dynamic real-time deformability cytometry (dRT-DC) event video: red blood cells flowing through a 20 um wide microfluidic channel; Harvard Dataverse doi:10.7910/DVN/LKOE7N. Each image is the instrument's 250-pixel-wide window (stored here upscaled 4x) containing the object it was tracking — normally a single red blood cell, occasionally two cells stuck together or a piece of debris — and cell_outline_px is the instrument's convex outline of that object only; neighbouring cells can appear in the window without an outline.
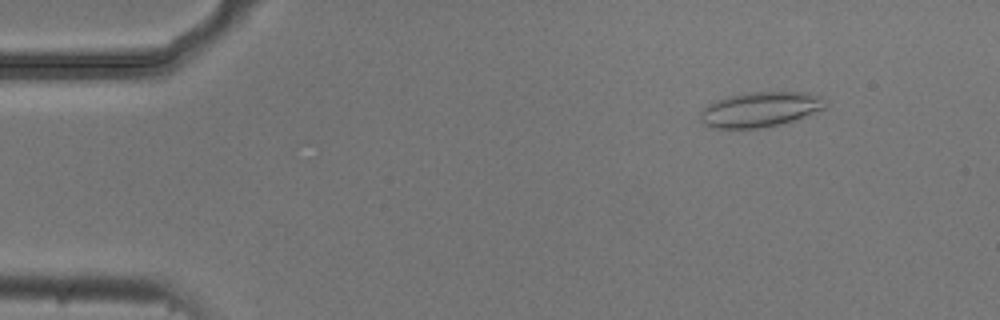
{"species": "common noctule bat (a hibernating species)", "species_latin": "Nyctalus noctula", "temperature_condition": "cold", "stored_images_in_passage": 5, "camera_frame_rate_fps": 3000, "um_per_image_px": 0.085, "animal": {"sex": "male", "body_mass_g": 20.5, "forearm_length_mm": 52.5}, "frame": {"image": 1, "passage_image": 2, "time_ms": 0.333, "image_size_px": [1000, 320], "cell_outline_px": [[824, 108], [804, 116], [780, 124], [760, 128], [712, 128], [704, 124], [700, 120], [700, 112], [708, 104], [716, 100], [728, 96], [748, 92], [820, 92], [824, 96]], "centroid_in_image_um": [64.62, 9.28], "position_along_channel_um": 20.4, "area_um2": 25.61}}